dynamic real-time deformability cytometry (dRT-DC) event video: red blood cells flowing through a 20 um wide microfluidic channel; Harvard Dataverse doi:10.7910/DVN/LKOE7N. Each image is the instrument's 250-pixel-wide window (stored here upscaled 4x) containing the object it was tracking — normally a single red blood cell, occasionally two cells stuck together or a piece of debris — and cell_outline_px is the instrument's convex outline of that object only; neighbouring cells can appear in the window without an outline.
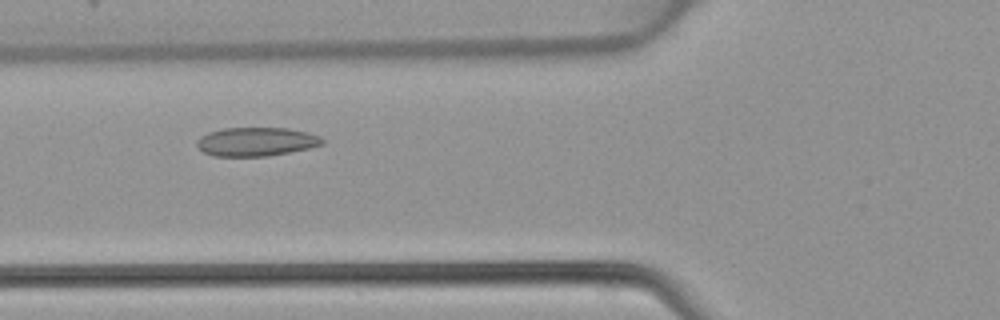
{"species": "common noctule bat (a hibernating species)", "species_latin": "Nyctalus noctula", "temperature_condition": "warm", "stored_images_in_passage": 43, "camera_frame_rate_fps": 3000, "um_per_image_px": 0.085, "animal": {"sex": "female", "body_mass_g": 22.7, "forearm_length_mm": 54.2}, "frame": {"image": 1, "passage_image": 14, "time_ms": 4.333, "image_size_px": [1000, 320], "cell_outline_px": [[324, 144], [308, 148], [268, 156], [212, 156], [204, 152], [196, 144], [196, 140], [200, 136], [208, 132], [224, 128], [288, 128], [308, 132], [320, 136], [324, 140]], "centroid_in_image_um": [21.77, 12.04], "position_along_channel_um": 104.0, "area_um2": 21.04}}
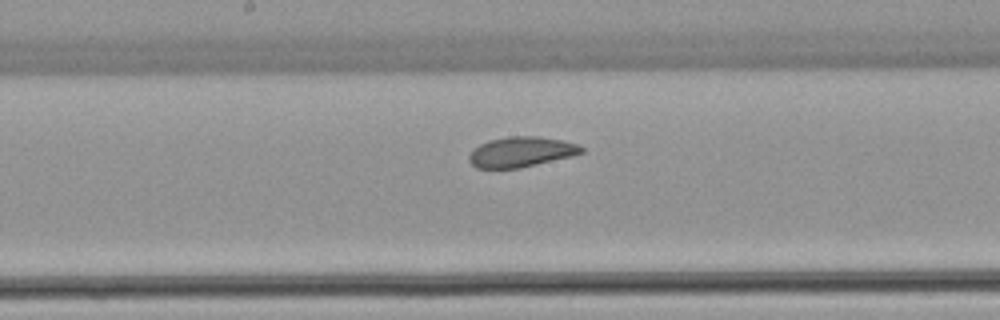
{"frame": {"image": 2, "passage_image": 21, "time_ms": 6.667, "image_size_px": [1000, 320], "cell_outline_px": [[584, 152], [572, 156], [520, 168], [476, 168], [468, 160], [468, 156], [472, 148], [488, 140], [508, 136], [540, 136], [564, 140], [576, 144], [584, 148]], "centroid_in_image_um": [44.28, 12.9], "position_along_channel_um": 203.9, "area_um2": 20.0}}
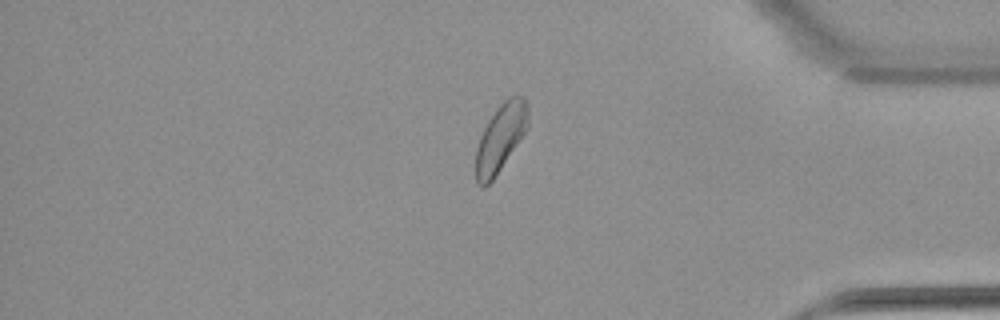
{"frame": {"image": 3, "passage_image": 36, "time_ms": 11.667, "image_size_px": [1000, 320], "cell_outline_px": [[528, 128], [492, 180], [484, 188], [476, 180], [476, 148], [480, 136], [488, 120], [496, 108], [508, 96], [524, 96], [528, 104]], "centroid_in_image_um": [42.55, 11.67], "position_along_channel_um": 392.6, "area_um2": 20.4}}